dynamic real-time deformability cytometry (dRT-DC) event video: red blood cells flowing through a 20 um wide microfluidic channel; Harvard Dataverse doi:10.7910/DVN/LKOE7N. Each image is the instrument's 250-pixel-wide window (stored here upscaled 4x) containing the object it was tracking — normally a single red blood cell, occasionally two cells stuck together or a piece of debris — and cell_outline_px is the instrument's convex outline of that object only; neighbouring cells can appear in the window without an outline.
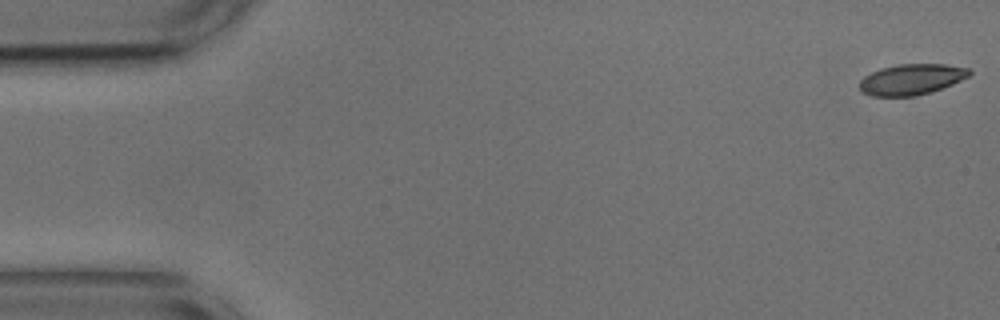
{"species": "common noctule bat (a hibernating species)", "species_latin": "Nyctalus noctula", "temperature_condition": "cold", "stored_images_in_passage": 8, "camera_frame_rate_fps": 3000, "um_per_image_px": 0.085, "animal": {"sex": "male", "body_mass_g": 17.9, "forearm_length_mm": 54.2}, "frame": {"image": 1, "passage_image": 1, "time_ms": 0.0, "image_size_px": [1000, 320], "cell_outline_px": [[972, 72], [968, 76], [952, 84], [916, 96], [872, 96], [864, 92], [860, 88], [860, 80], [864, 76], [880, 68], [900, 64], [944, 64], [968, 68]], "centroid_in_image_um": [77.46, 6.74], "position_along_channel_um": 7.5, "area_um2": 19.42}}